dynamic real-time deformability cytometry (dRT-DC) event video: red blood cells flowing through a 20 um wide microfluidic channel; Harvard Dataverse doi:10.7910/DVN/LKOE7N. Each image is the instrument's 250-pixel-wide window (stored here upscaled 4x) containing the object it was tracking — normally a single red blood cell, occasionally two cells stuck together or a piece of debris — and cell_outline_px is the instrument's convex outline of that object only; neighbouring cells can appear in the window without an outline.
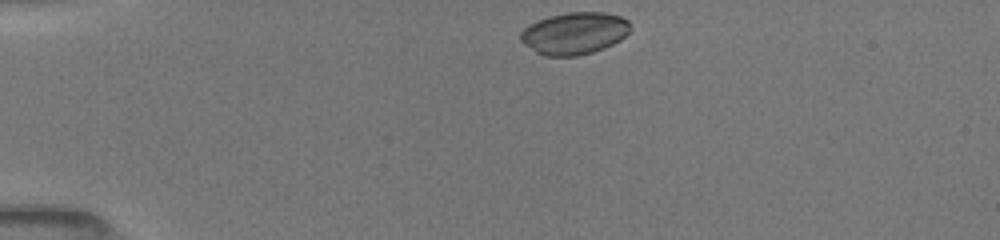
{"species": "common noctule bat (a hibernating species)", "species_latin": "Nyctalus noctula", "temperature_condition": "room temperature", "stored_images_in_passage": 16, "camera_frame_rate_fps": 3000, "um_per_image_px": 0.085, "animal": {"sex": "female", "body_mass_g": 19.5, "forearm_length_mm": 54.1}, "frame": {"image": 1, "passage_image": 1, "time_ms": 0.0, "image_size_px": [1000, 240], "cell_outline_px": [[632, 28], [620, 40], [604, 48], [592, 52], [576, 56], [544, 56], [536, 52], [524, 44], [520, 40], [520, 32], [528, 24], [548, 16], [568, 12], [604, 12], [620, 16], [628, 20], [632, 24]], "centroid_in_image_um": [48.82, 2.82], "position_along_channel_um": 36.2, "area_um2": 27.11}}
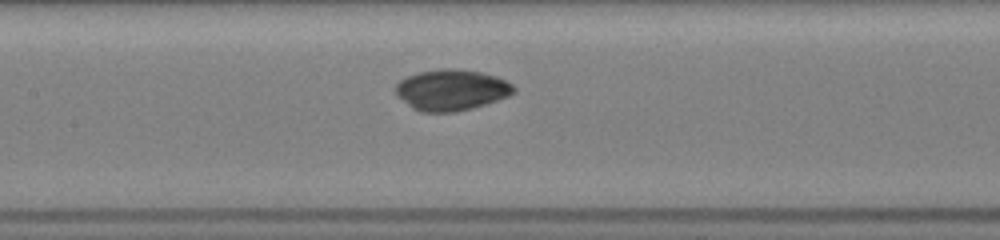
{"frame": {"image": 2, "passage_image": 10, "time_ms": 4.667, "image_size_px": [1000, 240], "cell_outline_px": [[516, 92], [508, 96], [472, 108], [452, 112], [420, 112], [412, 108], [396, 96], [396, 84], [400, 80], [408, 76], [420, 72], [444, 68], [456, 68], [480, 72], [496, 76], [512, 84], [516, 88]], "centroid_in_image_um": [38.36, 7.64], "position_along_channel_um": 169.0, "area_um2": 28.15}}
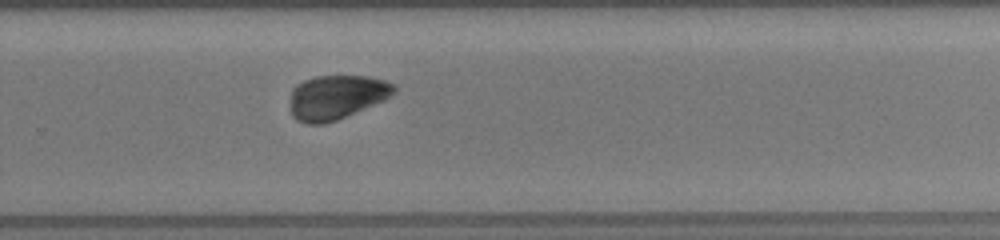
{"frame": {"image": 3, "passage_image": 16, "time_ms": 8.0, "image_size_px": [1000, 240], "cell_outline_px": [[396, 92], [384, 100], [336, 120], [324, 124], [308, 124], [296, 120], [292, 116], [292, 88], [296, 84], [304, 80], [316, 76], [368, 76], [384, 80], [396, 84]], "centroid_in_image_um": [28.62, 8.25], "position_along_channel_um": 301.2, "area_um2": 26.7}}